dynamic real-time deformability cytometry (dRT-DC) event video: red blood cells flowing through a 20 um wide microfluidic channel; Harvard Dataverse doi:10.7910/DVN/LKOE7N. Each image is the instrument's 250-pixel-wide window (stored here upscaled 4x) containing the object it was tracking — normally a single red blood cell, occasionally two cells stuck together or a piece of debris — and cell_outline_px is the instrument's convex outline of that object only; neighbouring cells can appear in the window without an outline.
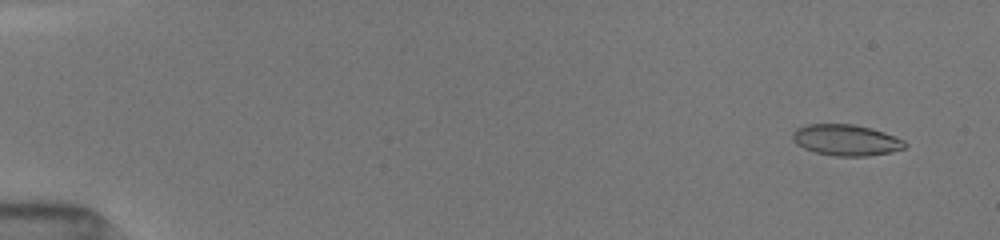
{"species": "common noctule bat (a hibernating species)", "species_latin": "Nyctalus noctula", "temperature_condition": "room temperature", "stored_images_in_passage": 7, "camera_frame_rate_fps": 3000, "um_per_image_px": 0.085, "animal": {"sex": "female", "body_mass_g": 19.5, "forearm_length_mm": 54.1}, "frame": {"image": 1, "passage_image": 2, "time_ms": 1.0, "image_size_px": [1000, 240], "cell_outline_px": [[908, 144], [904, 148], [888, 152], [868, 156], [836, 156], [816, 152], [804, 148], [796, 144], [792, 136], [792, 132], [796, 128], [808, 124], [856, 124], [884, 132], [896, 136], [904, 140]], "centroid_in_image_um": [71.92, 11.89], "position_along_channel_um": 13.1, "area_um2": 20.35}}
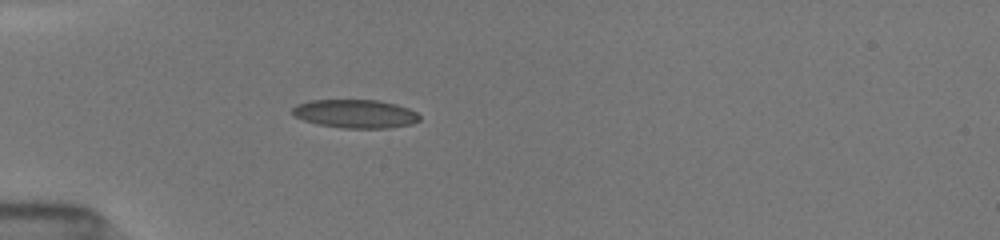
{"frame": {"image": 2, "passage_image": 7, "time_ms": 5.333, "image_size_px": [1000, 240], "cell_outline_px": [[420, 120], [412, 124], [388, 128], [340, 128], [316, 124], [304, 120], [296, 116], [292, 112], [292, 108], [296, 104], [308, 100], [380, 100], [396, 104], [408, 108], [416, 112], [420, 116]], "centroid_in_image_um": [30.2, 9.67], "position_along_channel_um": 54.8, "area_um2": 21.27}}